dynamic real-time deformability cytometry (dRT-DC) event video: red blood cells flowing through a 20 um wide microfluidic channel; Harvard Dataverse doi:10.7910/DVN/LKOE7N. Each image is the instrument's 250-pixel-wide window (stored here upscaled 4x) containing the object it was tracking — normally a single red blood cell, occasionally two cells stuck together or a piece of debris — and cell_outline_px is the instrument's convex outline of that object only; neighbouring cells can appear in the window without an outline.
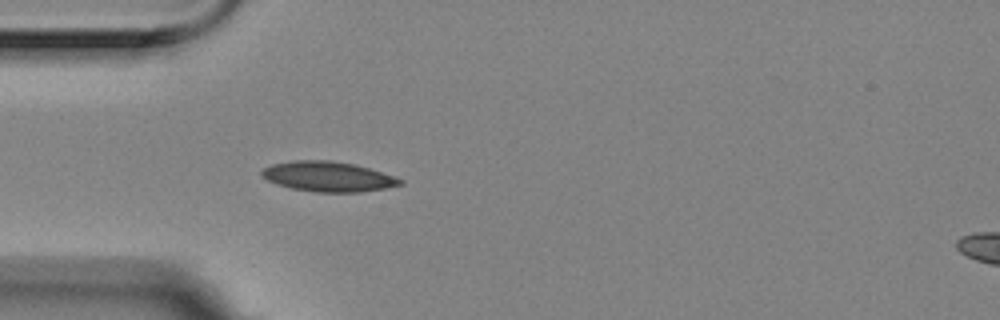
{"species": "Egyptian fruit bat (a non-hibernating species)", "species_latin": "Rousettus aegyptiacus", "temperature_condition": "room temperature", "stored_images_in_passage": 4, "camera_frame_rate_fps": 3000, "um_per_image_px": 0.085, "animal": {"sex": "female"}, "frame": {"image": 1, "passage_image": 4, "time_ms": 1.0, "image_size_px": [1000, 320], "cell_outline_px": [[404, 184], [384, 188], [360, 192], [316, 192], [292, 188], [276, 184], [260, 176], [260, 172], [264, 168], [272, 164], [292, 160], [328, 160], [352, 164], [368, 168], [404, 180]], "centroid_in_image_um": [27.84, 15.01], "position_along_channel_um": 57.2, "area_um2": 24.04}}